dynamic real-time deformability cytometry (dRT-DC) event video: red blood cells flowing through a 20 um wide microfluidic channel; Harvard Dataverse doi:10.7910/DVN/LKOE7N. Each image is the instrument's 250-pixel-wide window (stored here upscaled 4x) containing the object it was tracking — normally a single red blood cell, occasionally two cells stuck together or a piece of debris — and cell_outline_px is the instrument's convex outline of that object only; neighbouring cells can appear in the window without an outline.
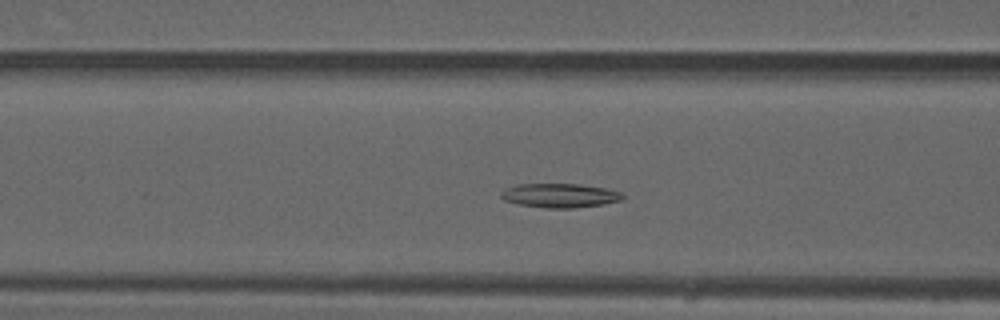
{"species": "common noctule bat (a hibernating species)", "species_latin": "Nyctalus noctula", "temperature_condition": "warm", "stored_images_in_passage": 46, "camera_frame_rate_fps": 3000, "um_per_image_px": 0.085, "animal": {"sex": "male", "forearm_length_mm": 52.5}, "frame": {"image": 1, "passage_image": 15, "time_ms": 4.667, "image_size_px": [1000, 320], "cell_outline_px": [[624, 196], [620, 200], [604, 204], [576, 208], [544, 208], [516, 204], [504, 200], [500, 196], [500, 192], [504, 188], [516, 184], [580, 184], [604, 188], [624, 192]], "centroid_in_image_um": [47.55, 16.62], "position_along_channel_um": 119.0, "area_um2": 17.34}}
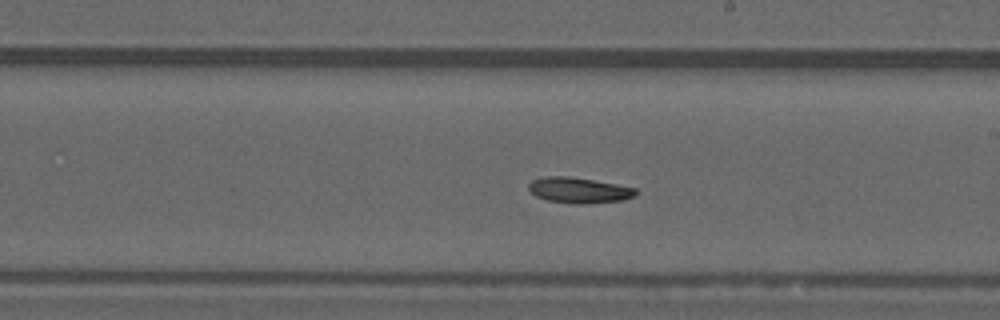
{"frame": {"image": 2, "passage_image": 24, "time_ms": 7.667, "image_size_px": [1000, 320], "cell_outline_px": [[640, 192], [636, 196], [620, 200], [584, 204], [576, 204], [548, 200], [536, 196], [528, 188], [528, 184], [532, 180], [544, 176], [568, 176], [616, 184], [636, 188]], "centroid_in_image_um": [49.22, 16.16], "position_along_channel_um": 239.8, "area_um2": 15.95}}
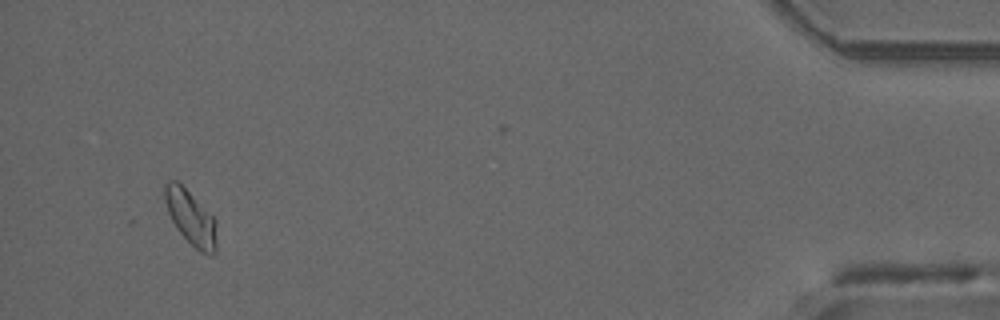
{"frame": {"image": 3, "passage_image": 43, "time_ms": 14.0, "image_size_px": [1000, 320], "cell_outline_px": [[216, 252], [212, 256], [200, 252], [176, 228], [168, 212], [164, 200], [164, 184], [168, 180], [176, 180], [216, 220]], "centroid_in_image_um": [16.21, 18.52], "position_along_channel_um": 419.0, "area_um2": 16.18}}